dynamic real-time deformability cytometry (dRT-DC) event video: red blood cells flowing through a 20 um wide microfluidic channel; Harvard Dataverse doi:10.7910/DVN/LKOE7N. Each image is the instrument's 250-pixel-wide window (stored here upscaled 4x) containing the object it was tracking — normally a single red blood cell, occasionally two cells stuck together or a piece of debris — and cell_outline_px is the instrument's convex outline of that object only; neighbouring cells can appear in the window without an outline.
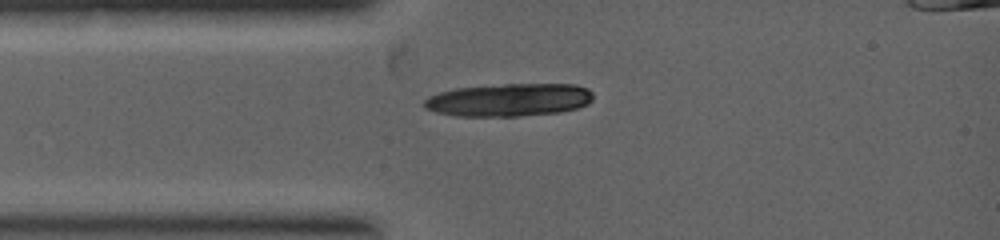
{"species": "common noctule bat (a hibernating species)", "species_latin": "Nyctalus noctula", "temperature_condition": "warm", "stored_images_in_passage": 4, "segment_of_instrument_passage": [2, 2], "camera_frame_rate_fps": 5000, "um_per_image_px": 0.085, "animal": {"sex": "female", "body_mass_g": 19.0, "forearm_length_mm": 53.3}, "frame": {"image": 1, "passage_image": 4, "time_ms": 1.8, "image_size_px": [1000, 240], "cell_outline_px": [[592, 100], [588, 104], [576, 108], [560, 112], [520, 116], [456, 116], [436, 112], [424, 108], [424, 100], [428, 96], [440, 92], [456, 88], [504, 84], [576, 84], [588, 88], [592, 92]], "centroid_in_image_um": [43.27, 8.49], "position_along_channel_um": 41.7, "area_um2": 32.48}}